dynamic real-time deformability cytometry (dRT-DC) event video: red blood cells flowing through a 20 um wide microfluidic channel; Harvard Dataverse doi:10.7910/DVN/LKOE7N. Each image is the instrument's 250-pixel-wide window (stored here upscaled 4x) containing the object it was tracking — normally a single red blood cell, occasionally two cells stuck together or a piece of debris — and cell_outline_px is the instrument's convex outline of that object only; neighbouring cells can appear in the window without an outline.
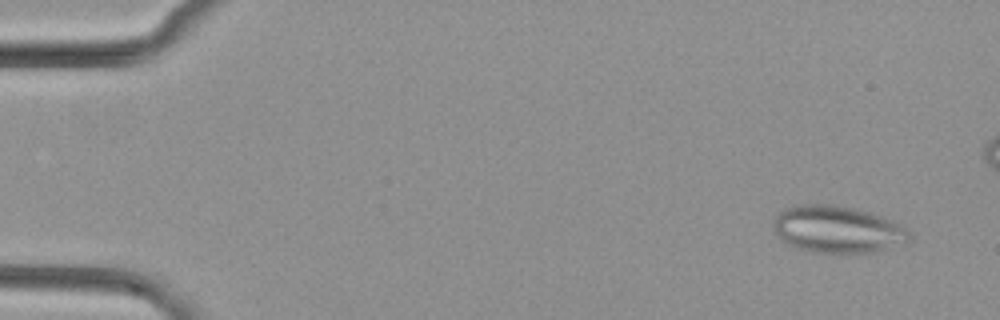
{"species": "common noctule bat (a hibernating species)", "species_latin": "Nyctalus noctula", "temperature_condition": "cold", "stored_images_in_passage": 45, "camera_frame_rate_fps": 3000, "um_per_image_px": 0.085, "animal": {"sex": "female", "body_mass_g": 29.2, "forearm_length_mm": 56.3}, "frame": {"image": 1, "passage_image": 1, "time_ms": 0.0, "image_size_px": [1000, 320], "cell_outline_px": [[912, 236], [904, 244], [872, 252], [816, 252], [796, 248], [788, 244], [776, 232], [772, 224], [772, 220], [784, 208], [800, 204], [832, 204], [856, 208], [892, 220], [904, 228]], "centroid_in_image_um": [71.17, 19.48], "position_along_channel_um": 13.8, "area_um2": 36.99}}
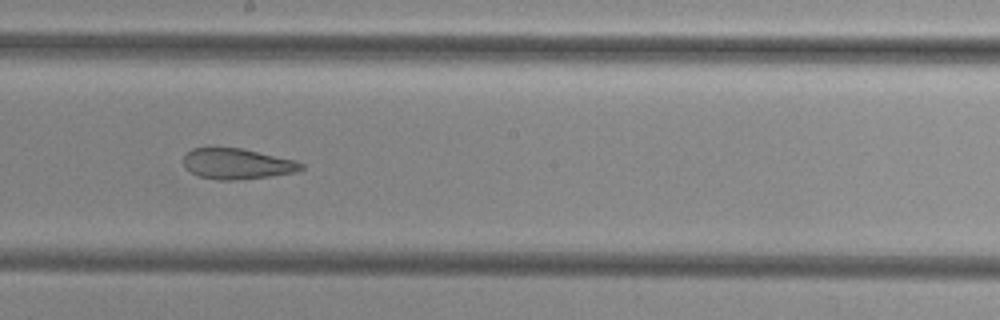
{"frame": {"image": 2, "passage_image": 27, "time_ms": 8.667, "image_size_px": [1000, 320], "cell_outline_px": [[304, 168], [296, 172], [272, 176], [232, 180], [216, 180], [200, 176], [184, 168], [184, 156], [192, 148], [244, 148], [296, 160], [304, 164]], "centroid_in_image_um": [20.19, 13.92], "position_along_channel_um": 228.0, "area_um2": 21.1}}
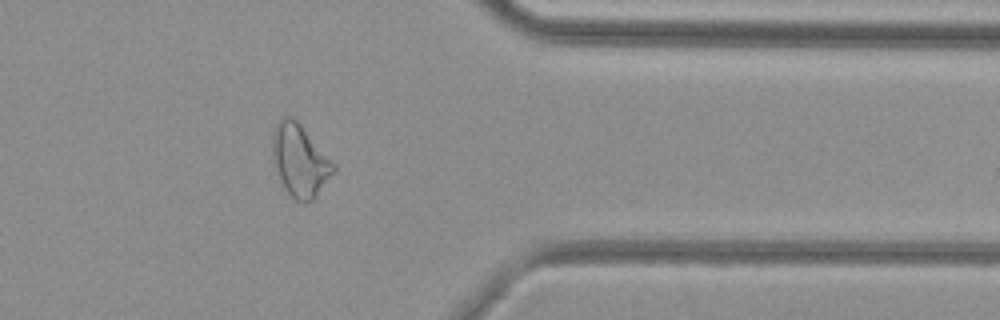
{"frame": {"image": 3, "passage_image": 40, "time_ms": 13.0, "image_size_px": [1000, 320], "cell_outline_px": [[336, 168], [316, 196], [312, 200], [296, 200], [284, 188], [276, 172], [272, 160], [272, 132], [276, 124], [284, 116], [292, 116], [300, 124], [336, 164]], "centroid_in_image_um": [25.46, 13.61], "position_along_channel_um": 385.9, "area_um2": 25.43}}